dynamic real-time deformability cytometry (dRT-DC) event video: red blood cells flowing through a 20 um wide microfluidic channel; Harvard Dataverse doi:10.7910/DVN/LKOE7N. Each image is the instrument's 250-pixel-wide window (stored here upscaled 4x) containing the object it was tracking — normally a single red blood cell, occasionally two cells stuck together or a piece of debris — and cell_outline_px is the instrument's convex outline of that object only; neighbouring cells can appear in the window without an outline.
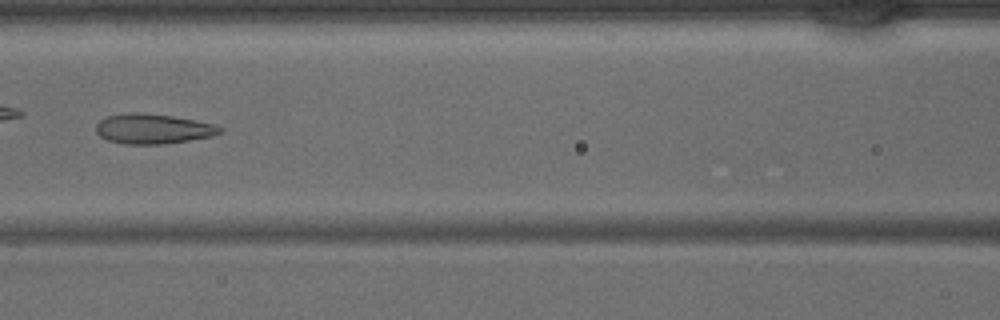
{"species": "common noctule bat (a hibernating species)", "species_latin": "Nyctalus noctula", "temperature_condition": "warm", "stored_images_in_passage": 41, "camera_frame_rate_fps": 3000, "um_per_image_px": 0.085, "animal": {"sex": "male", "body_mass_g": 15.6}, "frame": {"image": 1, "passage_image": 18, "time_ms": 5.667, "image_size_px": [1000, 320], "cell_outline_px": [[224, 132], [212, 136], [164, 144], [124, 144], [108, 140], [100, 136], [96, 132], [96, 124], [100, 120], [108, 116], [132, 112], [136, 112], [172, 116], [196, 120], [216, 124], [224, 128]], "centroid_in_image_um": [13.04, 10.95], "position_along_channel_um": 153.6, "area_um2": 21.68}}